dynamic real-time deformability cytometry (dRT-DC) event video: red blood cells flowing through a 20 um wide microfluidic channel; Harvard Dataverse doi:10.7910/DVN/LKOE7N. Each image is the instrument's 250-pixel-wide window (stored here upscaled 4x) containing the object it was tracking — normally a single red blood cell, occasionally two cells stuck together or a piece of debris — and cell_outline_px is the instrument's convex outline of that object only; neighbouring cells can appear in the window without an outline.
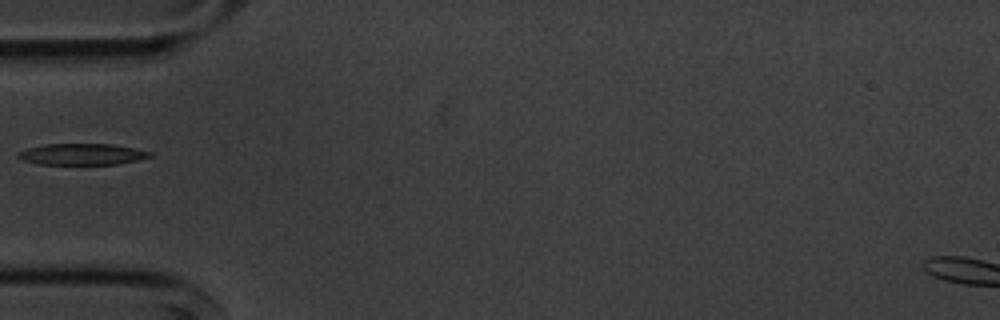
{"species": "common noctule bat (a hibernating species)", "species_latin": "Nyctalus noctula", "temperature_condition": "cold", "stored_images_in_passage": 3, "camera_frame_rate_fps": 3000, "um_per_image_px": 0.085, "animal": {"sex": "male", "body_mass_g": 20.1, "forearm_length_mm": 53.5}, "frame": {"image": 1, "passage_image": 3, "time_ms": 2.0, "image_size_px": [1000, 320], "cell_outline_px": [[152, 156], [136, 160], [116, 164], [36, 164], [24, 160], [16, 156], [20, 152], [28, 148], [44, 144], [112, 144], [152, 152]], "centroid_in_image_um": [6.96, 13.11], "position_along_channel_um": 78.0, "area_um2": 16.13}}